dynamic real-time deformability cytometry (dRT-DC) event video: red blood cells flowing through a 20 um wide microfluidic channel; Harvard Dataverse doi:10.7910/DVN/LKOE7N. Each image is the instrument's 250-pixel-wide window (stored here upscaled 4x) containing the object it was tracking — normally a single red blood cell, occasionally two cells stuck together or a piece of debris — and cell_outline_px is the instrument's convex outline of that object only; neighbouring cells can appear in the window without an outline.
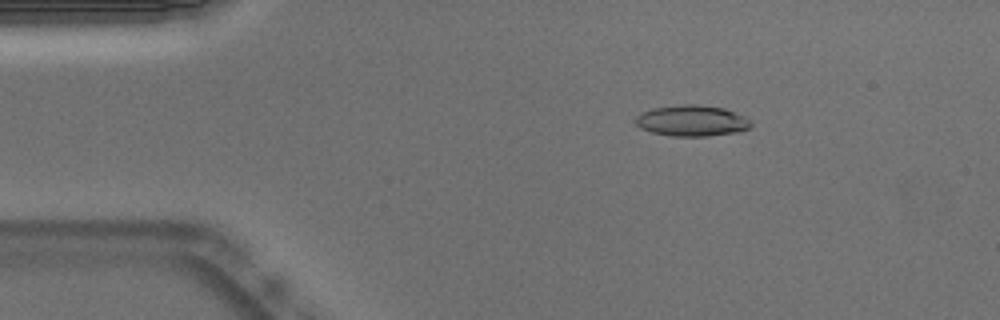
{"species": "Egyptian fruit bat (a non-hibernating species)", "species_latin": "Rousettus aegyptiacus", "temperature_condition": "warm", "stored_images_in_passage": 52, "camera_frame_rate_fps": 3000, "um_per_image_px": 0.085, "animal": {"sex": "male"}, "frame": {"image": 1, "passage_image": 8, "time_ms": 2.333, "image_size_px": [1000, 320], "cell_outline_px": [[752, 124], [748, 128], [740, 132], [708, 136], [668, 136], [652, 132], [640, 128], [636, 124], [636, 116], [640, 112], [652, 108], [676, 104], [696, 104], [724, 108], [744, 116], [752, 120]], "centroid_in_image_um": [58.8, 10.26], "position_along_channel_um": 26.2, "area_um2": 21.15}}
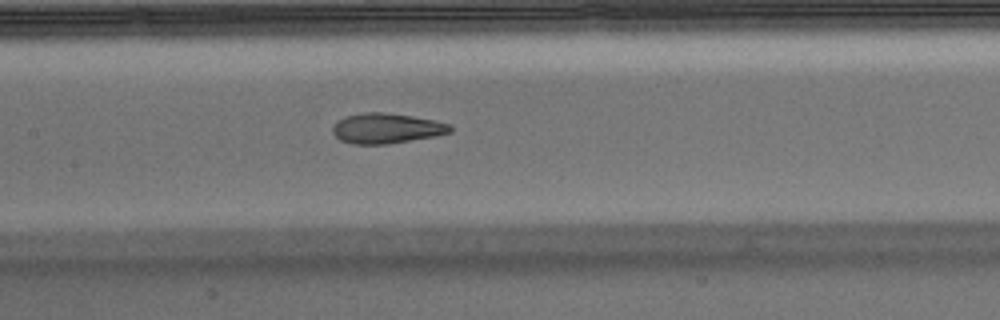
{"frame": {"image": 2, "passage_image": 24, "time_ms": 7.667, "image_size_px": [1000, 320], "cell_outline_px": [[452, 132], [436, 136], [388, 144], [352, 144], [340, 140], [332, 132], [332, 128], [336, 120], [344, 116], [364, 112], [384, 112], [412, 116], [436, 120], [448, 124], [452, 128]], "centroid_in_image_um": [32.83, 10.9], "position_along_channel_um": 174.6, "area_um2": 20.87}}
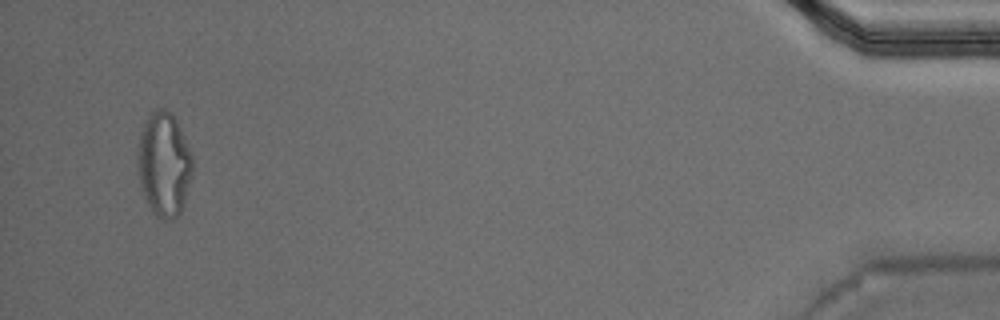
{"frame": {"image": 3, "passage_image": 50, "time_ms": 16.333, "image_size_px": [1000, 320], "cell_outline_px": [[192, 172], [184, 200], [180, 212], [172, 220], [164, 220], [156, 216], [152, 212], [144, 196], [140, 184], [136, 164], [136, 152], [140, 132], [144, 120], [156, 108], [164, 108], [172, 112], [192, 152]], "centroid_in_image_um": [13.9, 13.92], "position_along_channel_um": 421.3, "area_um2": 33.7}, "authors_computed_cell_mechanics": {"area_um2": 21.0392, "velocity_mm_per_s": 3.7967, "shape_relaxation_time_tau1_ms": 10.8823, "shape_relaxation_time_tau2_ms": 1.5348, "deformation_change_tau1": 0.313, "deformation_change_tau2": 0.0926}}